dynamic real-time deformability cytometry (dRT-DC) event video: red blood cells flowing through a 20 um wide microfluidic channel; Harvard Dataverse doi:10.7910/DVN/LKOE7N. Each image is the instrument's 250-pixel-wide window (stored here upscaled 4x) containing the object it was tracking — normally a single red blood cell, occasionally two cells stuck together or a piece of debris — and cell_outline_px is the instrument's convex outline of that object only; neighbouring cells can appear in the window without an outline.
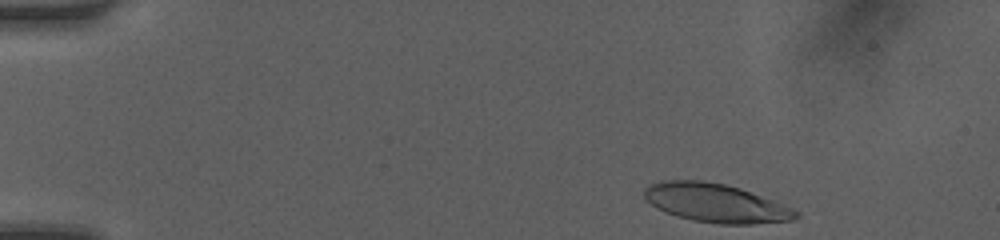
{"species": "human", "species_latin": "Homo sapiens", "temperature_condition": "room temperature", "stored_images_in_passage": 19, "camera_frame_rate_fps": 3000, "um_per_image_px": 0.085, "donor": {"sex": "female"}, "frame": {"image": 1, "passage_image": 1, "time_ms": 0.0, "image_size_px": [1000, 240], "cell_outline_px": [[800, 216], [792, 220], [752, 224], [720, 224], [692, 220], [676, 216], [664, 212], [656, 208], [644, 196], [644, 188], [648, 184], [664, 180], [704, 180], [724, 184], [740, 188], [776, 200], [800, 212]], "centroid_in_image_um": [60.86, 17.25], "position_along_channel_um": 24.1, "area_um2": 34.45}}
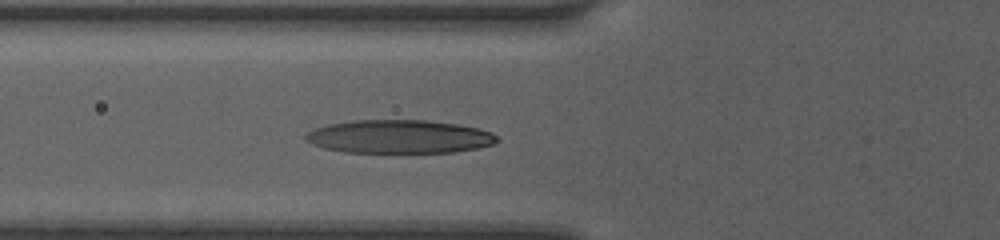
{"frame": {"image": 2, "passage_image": 13, "time_ms": 4.0, "image_size_px": [1000, 240], "cell_outline_px": [[500, 140], [492, 144], [476, 148], [452, 152], [344, 152], [324, 148], [312, 144], [304, 140], [304, 136], [308, 132], [316, 128], [328, 124], [352, 120], [424, 120], [456, 124], [476, 128], [492, 132]], "centroid_in_image_um": [33.9, 11.61], "position_along_channel_um": 91.9, "area_um2": 37.05}}
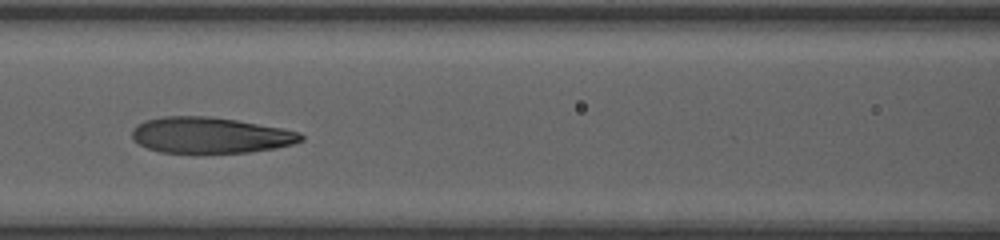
{"frame": {"image": 3, "passage_image": 17, "time_ms": 5.333, "image_size_px": [1000, 240], "cell_outline_px": [[304, 140], [292, 144], [276, 148], [248, 152], [200, 156], [196, 156], [160, 152], [148, 148], [132, 140], [132, 128], [136, 124], [144, 120], [164, 116], [208, 116], [236, 120], [280, 128], [300, 132], [304, 136]], "centroid_in_image_um": [17.82, 11.54], "position_along_channel_um": 148.8, "area_um2": 36.59}}